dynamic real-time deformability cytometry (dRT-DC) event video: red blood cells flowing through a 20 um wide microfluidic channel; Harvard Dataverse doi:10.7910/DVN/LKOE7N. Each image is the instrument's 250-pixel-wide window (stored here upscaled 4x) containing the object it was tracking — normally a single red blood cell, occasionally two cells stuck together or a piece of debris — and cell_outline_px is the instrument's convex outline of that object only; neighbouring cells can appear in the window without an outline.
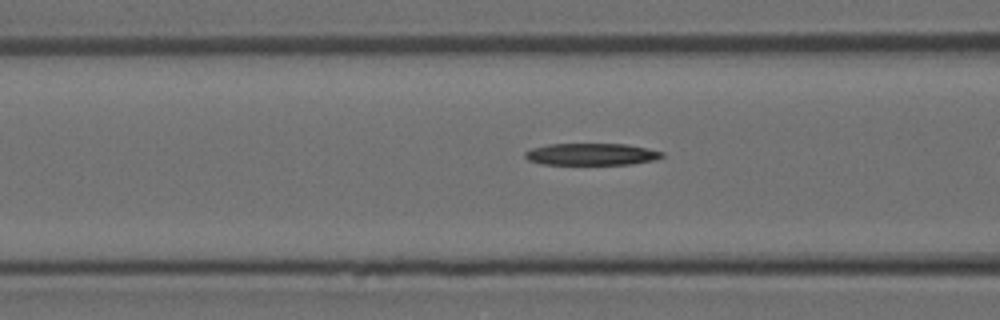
{"species": "Egyptian fruit bat (a non-hibernating species)", "species_latin": "Rousettus aegyptiacus", "temperature_condition": "room temperature", "stored_images_in_passage": 6, "camera_frame_rate_fps": 3000, "um_per_image_px": 0.085, "animal": {"sex": "female"}, "frame": {"image": 1, "passage_image": 5, "time_ms": 1.333, "image_size_px": [1000, 320], "cell_outline_px": [[664, 156], [656, 160], [632, 164], [544, 164], [528, 160], [524, 156], [524, 152], [532, 148], [548, 144], [628, 144], [648, 148], [664, 152]], "centroid_in_image_um": [50.31, 13.1], "position_along_channel_um": 116.3, "area_um2": 17.57}}